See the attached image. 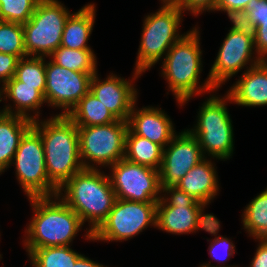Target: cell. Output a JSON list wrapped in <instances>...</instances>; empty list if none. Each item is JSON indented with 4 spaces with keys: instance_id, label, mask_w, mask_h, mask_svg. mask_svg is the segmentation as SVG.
Here are the masks:
<instances>
[{
    "instance_id": "6da1fadb",
    "label": "cell",
    "mask_w": 267,
    "mask_h": 267,
    "mask_svg": "<svg viewBox=\"0 0 267 267\" xmlns=\"http://www.w3.org/2000/svg\"><path fill=\"white\" fill-rule=\"evenodd\" d=\"M57 195L84 224L88 222L85 237L90 241H93L92 234L105 221L116 201L109 175L98 168H83L58 189Z\"/></svg>"
},
{
    "instance_id": "7a4b0ae2",
    "label": "cell",
    "mask_w": 267,
    "mask_h": 267,
    "mask_svg": "<svg viewBox=\"0 0 267 267\" xmlns=\"http://www.w3.org/2000/svg\"><path fill=\"white\" fill-rule=\"evenodd\" d=\"M28 200L34 211L24 231L28 255L37 248L70 246L84 226L81 218L58 195Z\"/></svg>"
},
{
    "instance_id": "3957f363",
    "label": "cell",
    "mask_w": 267,
    "mask_h": 267,
    "mask_svg": "<svg viewBox=\"0 0 267 267\" xmlns=\"http://www.w3.org/2000/svg\"><path fill=\"white\" fill-rule=\"evenodd\" d=\"M198 28H192L162 58L161 74L180 106L190 101L194 95L217 91L208 76L204 83L200 85L199 82L203 65Z\"/></svg>"
},
{
    "instance_id": "277c9868",
    "label": "cell",
    "mask_w": 267,
    "mask_h": 267,
    "mask_svg": "<svg viewBox=\"0 0 267 267\" xmlns=\"http://www.w3.org/2000/svg\"><path fill=\"white\" fill-rule=\"evenodd\" d=\"M32 126L42 138L48 179L59 189L83 169L77 126L67 115L59 114L44 121L37 119Z\"/></svg>"
},
{
    "instance_id": "5b68a950",
    "label": "cell",
    "mask_w": 267,
    "mask_h": 267,
    "mask_svg": "<svg viewBox=\"0 0 267 267\" xmlns=\"http://www.w3.org/2000/svg\"><path fill=\"white\" fill-rule=\"evenodd\" d=\"M157 12L147 15L143 21L141 42L136 57L135 72L150 70L166 55L174 43L185 34H180L183 11L172 1H161Z\"/></svg>"
},
{
    "instance_id": "8992f818",
    "label": "cell",
    "mask_w": 267,
    "mask_h": 267,
    "mask_svg": "<svg viewBox=\"0 0 267 267\" xmlns=\"http://www.w3.org/2000/svg\"><path fill=\"white\" fill-rule=\"evenodd\" d=\"M221 97L213 92L205 99L197 112V123L187 130L197 139L205 158L225 161L234 150L232 119L227 110V103H232V99L228 94Z\"/></svg>"
},
{
    "instance_id": "52a82bcc",
    "label": "cell",
    "mask_w": 267,
    "mask_h": 267,
    "mask_svg": "<svg viewBox=\"0 0 267 267\" xmlns=\"http://www.w3.org/2000/svg\"><path fill=\"white\" fill-rule=\"evenodd\" d=\"M161 193L164 194L157 203L155 228L175 235L195 233L205 231L216 218L211 213L204 214L206 205L176 186L162 187Z\"/></svg>"
},
{
    "instance_id": "ba28073f",
    "label": "cell",
    "mask_w": 267,
    "mask_h": 267,
    "mask_svg": "<svg viewBox=\"0 0 267 267\" xmlns=\"http://www.w3.org/2000/svg\"><path fill=\"white\" fill-rule=\"evenodd\" d=\"M70 14L61 1L39 0L31 18L23 24L26 55L48 58L57 50Z\"/></svg>"
},
{
    "instance_id": "9c48e42d",
    "label": "cell",
    "mask_w": 267,
    "mask_h": 267,
    "mask_svg": "<svg viewBox=\"0 0 267 267\" xmlns=\"http://www.w3.org/2000/svg\"><path fill=\"white\" fill-rule=\"evenodd\" d=\"M77 129L83 168L109 167L124 158L128 131L126 121Z\"/></svg>"
},
{
    "instance_id": "30bf717a",
    "label": "cell",
    "mask_w": 267,
    "mask_h": 267,
    "mask_svg": "<svg viewBox=\"0 0 267 267\" xmlns=\"http://www.w3.org/2000/svg\"><path fill=\"white\" fill-rule=\"evenodd\" d=\"M12 164L28 198L57 195L58 189L49 181L46 172L42 138L33 126L22 136Z\"/></svg>"
},
{
    "instance_id": "8fae6325",
    "label": "cell",
    "mask_w": 267,
    "mask_h": 267,
    "mask_svg": "<svg viewBox=\"0 0 267 267\" xmlns=\"http://www.w3.org/2000/svg\"><path fill=\"white\" fill-rule=\"evenodd\" d=\"M157 203L116 199L105 221L92 234L93 241H128L148 226L156 227Z\"/></svg>"
},
{
    "instance_id": "7c38bea8",
    "label": "cell",
    "mask_w": 267,
    "mask_h": 267,
    "mask_svg": "<svg viewBox=\"0 0 267 267\" xmlns=\"http://www.w3.org/2000/svg\"><path fill=\"white\" fill-rule=\"evenodd\" d=\"M116 199L158 202L162 187L159 170L132 163L125 158L108 167Z\"/></svg>"
},
{
    "instance_id": "4fadbf2b",
    "label": "cell",
    "mask_w": 267,
    "mask_h": 267,
    "mask_svg": "<svg viewBox=\"0 0 267 267\" xmlns=\"http://www.w3.org/2000/svg\"><path fill=\"white\" fill-rule=\"evenodd\" d=\"M95 73L68 70L51 60L46 62L45 101L48 106L62 109L59 115H67L90 91Z\"/></svg>"
},
{
    "instance_id": "5bb4252c",
    "label": "cell",
    "mask_w": 267,
    "mask_h": 267,
    "mask_svg": "<svg viewBox=\"0 0 267 267\" xmlns=\"http://www.w3.org/2000/svg\"><path fill=\"white\" fill-rule=\"evenodd\" d=\"M255 52L252 38L229 30L208 74L213 87L218 90L241 69H245L244 67L247 70L262 62Z\"/></svg>"
},
{
    "instance_id": "9a60e30c",
    "label": "cell",
    "mask_w": 267,
    "mask_h": 267,
    "mask_svg": "<svg viewBox=\"0 0 267 267\" xmlns=\"http://www.w3.org/2000/svg\"><path fill=\"white\" fill-rule=\"evenodd\" d=\"M204 159L197 139L187 129L179 132L163 149L159 169L161 187L176 186L192 167Z\"/></svg>"
},
{
    "instance_id": "2e32d148",
    "label": "cell",
    "mask_w": 267,
    "mask_h": 267,
    "mask_svg": "<svg viewBox=\"0 0 267 267\" xmlns=\"http://www.w3.org/2000/svg\"><path fill=\"white\" fill-rule=\"evenodd\" d=\"M142 74L133 73L132 79H125L113 73L104 80L99 79L98 72L92 76L90 92L118 119L128 120L137 102L138 92L133 84ZM130 80V81H129Z\"/></svg>"
},
{
    "instance_id": "e0dca14e",
    "label": "cell",
    "mask_w": 267,
    "mask_h": 267,
    "mask_svg": "<svg viewBox=\"0 0 267 267\" xmlns=\"http://www.w3.org/2000/svg\"><path fill=\"white\" fill-rule=\"evenodd\" d=\"M135 105L127 120L128 129L164 149L177 133L171 118L162 108L147 106L137 109Z\"/></svg>"
},
{
    "instance_id": "ac0fdd59",
    "label": "cell",
    "mask_w": 267,
    "mask_h": 267,
    "mask_svg": "<svg viewBox=\"0 0 267 267\" xmlns=\"http://www.w3.org/2000/svg\"><path fill=\"white\" fill-rule=\"evenodd\" d=\"M226 92L232 103L245 107L267 105V61L244 70Z\"/></svg>"
},
{
    "instance_id": "d6986e66",
    "label": "cell",
    "mask_w": 267,
    "mask_h": 267,
    "mask_svg": "<svg viewBox=\"0 0 267 267\" xmlns=\"http://www.w3.org/2000/svg\"><path fill=\"white\" fill-rule=\"evenodd\" d=\"M212 159L205 158L180 179L176 187L206 206L217 196L219 181Z\"/></svg>"
},
{
    "instance_id": "ffe728a7",
    "label": "cell",
    "mask_w": 267,
    "mask_h": 267,
    "mask_svg": "<svg viewBox=\"0 0 267 267\" xmlns=\"http://www.w3.org/2000/svg\"><path fill=\"white\" fill-rule=\"evenodd\" d=\"M1 99L5 101L10 99L15 106L12 109V106L7 104L0 110L1 112L23 116L32 121L39 119L41 114L39 109L43 103L46 104L44 96L36 89V86L22 85V82L15 77L2 86ZM31 111L35 115H32Z\"/></svg>"
},
{
    "instance_id": "44dd1931",
    "label": "cell",
    "mask_w": 267,
    "mask_h": 267,
    "mask_svg": "<svg viewBox=\"0 0 267 267\" xmlns=\"http://www.w3.org/2000/svg\"><path fill=\"white\" fill-rule=\"evenodd\" d=\"M94 3H88L67 18L61 38V46L73 50H92L88 40L95 23Z\"/></svg>"
},
{
    "instance_id": "7402d4cb",
    "label": "cell",
    "mask_w": 267,
    "mask_h": 267,
    "mask_svg": "<svg viewBox=\"0 0 267 267\" xmlns=\"http://www.w3.org/2000/svg\"><path fill=\"white\" fill-rule=\"evenodd\" d=\"M33 121L0 111V175L11 166L19 142Z\"/></svg>"
},
{
    "instance_id": "603a6c76",
    "label": "cell",
    "mask_w": 267,
    "mask_h": 267,
    "mask_svg": "<svg viewBox=\"0 0 267 267\" xmlns=\"http://www.w3.org/2000/svg\"><path fill=\"white\" fill-rule=\"evenodd\" d=\"M77 127L106 125L118 119L89 91L67 114Z\"/></svg>"
},
{
    "instance_id": "cb8c5ba5",
    "label": "cell",
    "mask_w": 267,
    "mask_h": 267,
    "mask_svg": "<svg viewBox=\"0 0 267 267\" xmlns=\"http://www.w3.org/2000/svg\"><path fill=\"white\" fill-rule=\"evenodd\" d=\"M162 156L163 148L160 145L133 134L128 129L124 156L126 160L159 170Z\"/></svg>"
},
{
    "instance_id": "d4e9b609",
    "label": "cell",
    "mask_w": 267,
    "mask_h": 267,
    "mask_svg": "<svg viewBox=\"0 0 267 267\" xmlns=\"http://www.w3.org/2000/svg\"><path fill=\"white\" fill-rule=\"evenodd\" d=\"M243 211V229L255 241L267 240V188L252 199Z\"/></svg>"
},
{
    "instance_id": "484cf974",
    "label": "cell",
    "mask_w": 267,
    "mask_h": 267,
    "mask_svg": "<svg viewBox=\"0 0 267 267\" xmlns=\"http://www.w3.org/2000/svg\"><path fill=\"white\" fill-rule=\"evenodd\" d=\"M49 60L68 70L97 73V58L93 50H73L60 46L52 52ZM51 57V59H50Z\"/></svg>"
},
{
    "instance_id": "4316f807",
    "label": "cell",
    "mask_w": 267,
    "mask_h": 267,
    "mask_svg": "<svg viewBox=\"0 0 267 267\" xmlns=\"http://www.w3.org/2000/svg\"><path fill=\"white\" fill-rule=\"evenodd\" d=\"M81 255L70 246H55L34 249L29 258L34 267H72Z\"/></svg>"
},
{
    "instance_id": "83f0119b",
    "label": "cell",
    "mask_w": 267,
    "mask_h": 267,
    "mask_svg": "<svg viewBox=\"0 0 267 267\" xmlns=\"http://www.w3.org/2000/svg\"><path fill=\"white\" fill-rule=\"evenodd\" d=\"M46 57H25L18 60L15 78L22 85L36 86L44 96L46 86Z\"/></svg>"
},
{
    "instance_id": "f1b7e54d",
    "label": "cell",
    "mask_w": 267,
    "mask_h": 267,
    "mask_svg": "<svg viewBox=\"0 0 267 267\" xmlns=\"http://www.w3.org/2000/svg\"><path fill=\"white\" fill-rule=\"evenodd\" d=\"M0 52L19 59L27 57L23 24L0 20Z\"/></svg>"
},
{
    "instance_id": "f546056e",
    "label": "cell",
    "mask_w": 267,
    "mask_h": 267,
    "mask_svg": "<svg viewBox=\"0 0 267 267\" xmlns=\"http://www.w3.org/2000/svg\"><path fill=\"white\" fill-rule=\"evenodd\" d=\"M39 0H0V20L24 24L34 13Z\"/></svg>"
},
{
    "instance_id": "4dcf8cb0",
    "label": "cell",
    "mask_w": 267,
    "mask_h": 267,
    "mask_svg": "<svg viewBox=\"0 0 267 267\" xmlns=\"http://www.w3.org/2000/svg\"><path fill=\"white\" fill-rule=\"evenodd\" d=\"M220 221L216 217L206 228L205 232L210 233L211 235H214L215 238L212 240L210 239V245L208 248L209 255L218 263L221 262L223 264L226 263V261L233 257L235 254V245L233 244V241L231 239L224 237V236H217L219 229H220ZM217 236V237H216ZM222 250V251H221ZM220 251V252H219Z\"/></svg>"
},
{
    "instance_id": "1f68e13d",
    "label": "cell",
    "mask_w": 267,
    "mask_h": 267,
    "mask_svg": "<svg viewBox=\"0 0 267 267\" xmlns=\"http://www.w3.org/2000/svg\"><path fill=\"white\" fill-rule=\"evenodd\" d=\"M215 11H224L227 13L228 18L230 19L233 25L230 28V30L241 32L245 36L255 40L256 27L252 23L251 19H249L248 14L245 10L229 9V10H215Z\"/></svg>"
},
{
    "instance_id": "d6a6232c",
    "label": "cell",
    "mask_w": 267,
    "mask_h": 267,
    "mask_svg": "<svg viewBox=\"0 0 267 267\" xmlns=\"http://www.w3.org/2000/svg\"><path fill=\"white\" fill-rule=\"evenodd\" d=\"M183 12L190 11L193 16H198L204 11H215L218 0H172Z\"/></svg>"
},
{
    "instance_id": "836d02e7",
    "label": "cell",
    "mask_w": 267,
    "mask_h": 267,
    "mask_svg": "<svg viewBox=\"0 0 267 267\" xmlns=\"http://www.w3.org/2000/svg\"><path fill=\"white\" fill-rule=\"evenodd\" d=\"M245 11L256 28L267 22V0H250Z\"/></svg>"
},
{
    "instance_id": "e575fe53",
    "label": "cell",
    "mask_w": 267,
    "mask_h": 267,
    "mask_svg": "<svg viewBox=\"0 0 267 267\" xmlns=\"http://www.w3.org/2000/svg\"><path fill=\"white\" fill-rule=\"evenodd\" d=\"M19 58L15 55L0 52V85L1 87L15 76ZM2 83V84H1Z\"/></svg>"
},
{
    "instance_id": "d590c367",
    "label": "cell",
    "mask_w": 267,
    "mask_h": 267,
    "mask_svg": "<svg viewBox=\"0 0 267 267\" xmlns=\"http://www.w3.org/2000/svg\"><path fill=\"white\" fill-rule=\"evenodd\" d=\"M254 47L257 56L262 61H267V22H262V24L256 28Z\"/></svg>"
},
{
    "instance_id": "8d00e7d4",
    "label": "cell",
    "mask_w": 267,
    "mask_h": 267,
    "mask_svg": "<svg viewBox=\"0 0 267 267\" xmlns=\"http://www.w3.org/2000/svg\"><path fill=\"white\" fill-rule=\"evenodd\" d=\"M258 242L250 267H267V240H258Z\"/></svg>"
},
{
    "instance_id": "74e56055",
    "label": "cell",
    "mask_w": 267,
    "mask_h": 267,
    "mask_svg": "<svg viewBox=\"0 0 267 267\" xmlns=\"http://www.w3.org/2000/svg\"><path fill=\"white\" fill-rule=\"evenodd\" d=\"M250 0H218L215 10H245Z\"/></svg>"
},
{
    "instance_id": "f35d334b",
    "label": "cell",
    "mask_w": 267,
    "mask_h": 267,
    "mask_svg": "<svg viewBox=\"0 0 267 267\" xmlns=\"http://www.w3.org/2000/svg\"><path fill=\"white\" fill-rule=\"evenodd\" d=\"M72 267H108L104 266L103 264L94 262L93 260L86 257L84 254H82L72 265Z\"/></svg>"
},
{
    "instance_id": "ab89813d",
    "label": "cell",
    "mask_w": 267,
    "mask_h": 267,
    "mask_svg": "<svg viewBox=\"0 0 267 267\" xmlns=\"http://www.w3.org/2000/svg\"><path fill=\"white\" fill-rule=\"evenodd\" d=\"M199 267H238V266H225V265H217V266H214V265H211V261H210V263H205V264H202V265H200Z\"/></svg>"
},
{
    "instance_id": "60d3db41",
    "label": "cell",
    "mask_w": 267,
    "mask_h": 267,
    "mask_svg": "<svg viewBox=\"0 0 267 267\" xmlns=\"http://www.w3.org/2000/svg\"><path fill=\"white\" fill-rule=\"evenodd\" d=\"M1 89H2V87H0V102L3 101V100L1 99Z\"/></svg>"
}]
</instances>
